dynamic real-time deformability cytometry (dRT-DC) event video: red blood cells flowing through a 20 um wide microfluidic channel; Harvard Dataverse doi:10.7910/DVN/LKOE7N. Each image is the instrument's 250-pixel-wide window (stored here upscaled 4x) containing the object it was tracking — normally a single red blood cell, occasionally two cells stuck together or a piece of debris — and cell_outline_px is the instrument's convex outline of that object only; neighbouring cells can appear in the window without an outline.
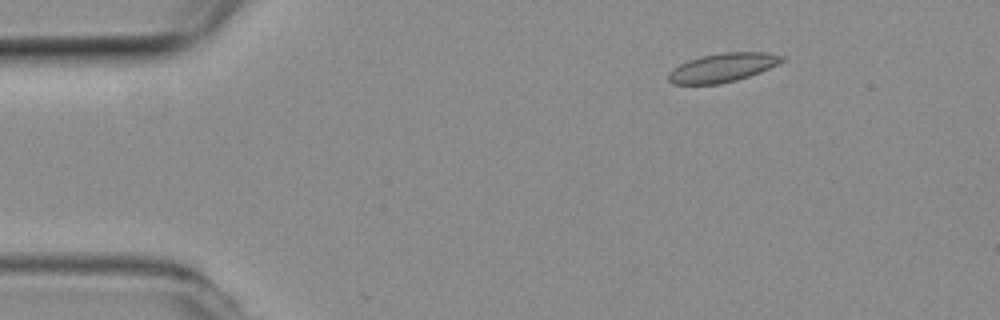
{"species": "common noctule bat (a hibernating species)", "species_latin": "Nyctalus noctula", "temperature_condition": "room temperature", "stored_images_in_passage": 4, "camera_frame_rate_fps": 3000, "um_per_image_px": 0.085, "animal": {"sex": "female", "body_mass_g": 19.3, "forearm_length_mm": 54.1}, "frame": {"image": 1, "passage_image": 2, "time_ms": 0.333, "image_size_px": [1000, 320], "cell_outline_px": [[784, 60], [780, 64], [760, 72], [736, 80], [720, 84], [672, 84], [668, 80], [668, 72], [672, 68], [688, 60], [700, 56], [720, 52], [768, 52], [784, 56]], "centroid_in_image_um": [61.42, 5.74], "position_along_channel_um": 23.6, "area_um2": 19.25}}